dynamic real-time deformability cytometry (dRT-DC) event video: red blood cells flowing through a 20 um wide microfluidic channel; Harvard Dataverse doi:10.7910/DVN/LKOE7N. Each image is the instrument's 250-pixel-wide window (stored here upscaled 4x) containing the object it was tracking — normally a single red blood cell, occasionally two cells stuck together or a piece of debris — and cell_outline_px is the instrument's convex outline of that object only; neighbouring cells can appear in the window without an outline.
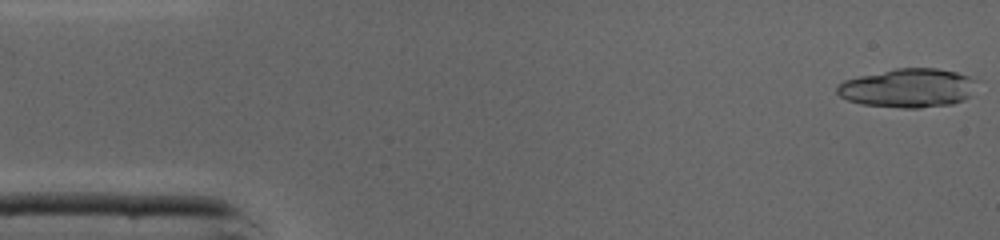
{"species": "common noctule bat (a hibernating species)", "species_latin": "Nyctalus noctula", "temperature_condition": "cold", "stored_images_in_passage": 42, "camera_frame_rate_fps": 3000, "um_per_image_px": 0.085, "animal": {"sex": "male", "body_mass_g": 19.0, "forearm_length_mm": 50.8}, "frame": {"image": 1, "passage_image": 1, "time_ms": 0.0, "image_size_px": [1000, 240], "cell_outline_px": [[972, 80], [968, 96], [964, 100], [952, 104], [920, 108], [904, 108], [860, 104], [848, 100], [840, 96], [836, 92], [836, 88], [844, 80], [860, 76], [896, 68], [936, 68], [956, 72], [968, 76]], "centroid_in_image_um": [77.1, 7.49], "position_along_channel_um": 7.9, "area_um2": 31.1}}